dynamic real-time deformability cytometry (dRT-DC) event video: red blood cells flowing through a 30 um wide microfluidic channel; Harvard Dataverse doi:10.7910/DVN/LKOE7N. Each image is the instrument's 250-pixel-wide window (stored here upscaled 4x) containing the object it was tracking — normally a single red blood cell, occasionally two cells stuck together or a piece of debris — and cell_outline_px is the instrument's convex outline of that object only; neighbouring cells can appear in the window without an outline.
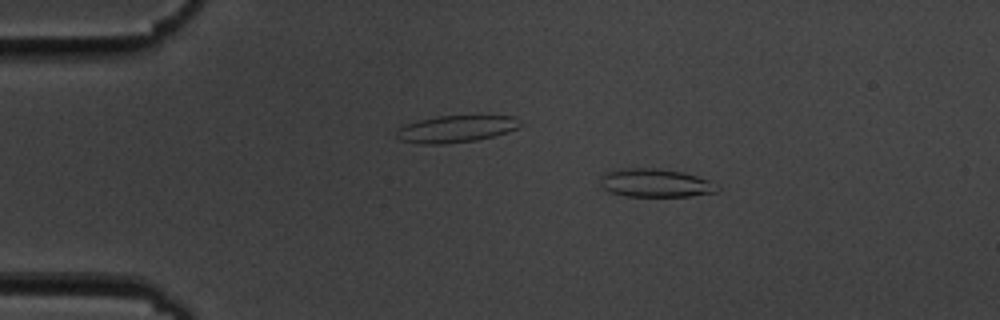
{"species": "common noctule bat (a hibernating species)", "species_latin": "Nyctalus noctula", "temperature_condition": "cold", "stored_images_in_passage": 48, "camera_frame_rate_fps": 3000, "um_per_image_px": 0.085, "animal": {"sex": "male", "body_mass_g": 19.5, "forearm_length_mm": 54.6}, "frame": {"image": 1, "passage_image": 2, "time_ms": 0.333, "image_size_px": [1000, 320], "cell_outline_px": [[720, 188], [716, 192], [688, 196], [624, 196], [608, 192], [600, 184], [600, 176], [604, 172], [620, 168], [660, 168], [684, 172], [708, 180]], "centroid_in_image_um": [55.65, 15.54], "position_along_channel_um": 29.4, "area_um2": 19.48}}
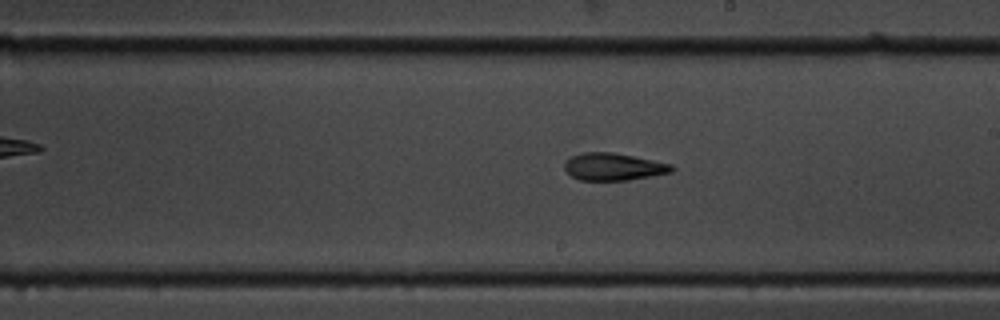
{"frame": {"image": 2, "passage_image": 24, "time_ms": 7.667, "image_size_px": [1000, 320], "cell_outline_px": [[676, 168], [672, 172], [628, 180], [580, 180], [572, 176], [564, 168], [564, 164], [572, 156], [584, 152], [612, 152], [672, 164]], "centroid_in_image_um": [52.16, 14.17], "position_along_channel_um": 236.8, "area_um2": 16.88}}
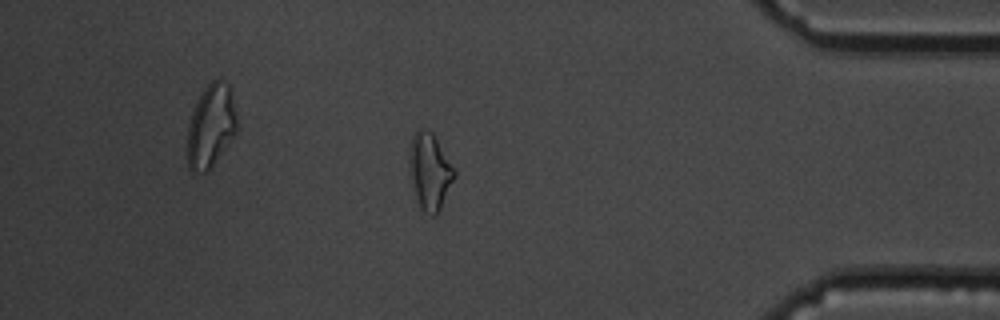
{"frame": {"image": 3, "passage_image": 40, "time_ms": 13.0, "image_size_px": [1000, 320], "cell_outline_px": [[456, 176], [436, 216], [432, 216], [424, 212], [420, 208], [412, 188], [408, 172], [408, 160], [412, 136], [416, 128], [428, 128], [432, 132], [456, 172]], "centroid_in_image_um": [36.49, 14.56], "position_along_channel_um": 398.7, "area_um2": 20.35}, "authors_computed_cell_mechanics": {"area_um2": 17.5712, "velocity_mm_per_s": 3.6188, "shape_relaxation_time_tau1_ms": 4.8511, "shape_relaxation_time_tau2_ms": 4.157, "deformation_change_tau1": 0.1897, "deformation_change_tau2": 0.1397}}